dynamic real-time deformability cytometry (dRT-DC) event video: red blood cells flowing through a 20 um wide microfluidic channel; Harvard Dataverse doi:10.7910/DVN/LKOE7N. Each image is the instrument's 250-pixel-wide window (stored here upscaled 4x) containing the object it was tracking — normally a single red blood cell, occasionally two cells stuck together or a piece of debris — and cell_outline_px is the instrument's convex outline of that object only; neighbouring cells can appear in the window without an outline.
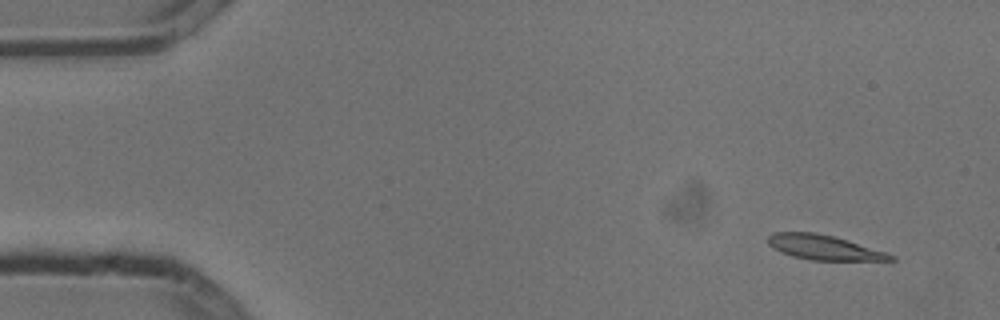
{"species": "common noctule bat (a hibernating species)", "species_latin": "Nyctalus noctula", "temperature_condition": "cold", "stored_images_in_passage": 5, "camera_frame_rate_fps": 3000, "um_per_image_px": 0.085, "animal": {"sex": "male", "body_mass_g": 13.3}, "frame": {"image": 1, "passage_image": 5, "time_ms": 1.333, "image_size_px": [1000, 320], "cell_outline_px": [[896, 260], [812, 260], [792, 256], [780, 252], [772, 248], [768, 244], [768, 236], [772, 232], [816, 232], [848, 240], [896, 256]], "centroid_in_image_um": [69.98, 21.02], "position_along_channel_um": 15.0, "area_um2": 17.57}}